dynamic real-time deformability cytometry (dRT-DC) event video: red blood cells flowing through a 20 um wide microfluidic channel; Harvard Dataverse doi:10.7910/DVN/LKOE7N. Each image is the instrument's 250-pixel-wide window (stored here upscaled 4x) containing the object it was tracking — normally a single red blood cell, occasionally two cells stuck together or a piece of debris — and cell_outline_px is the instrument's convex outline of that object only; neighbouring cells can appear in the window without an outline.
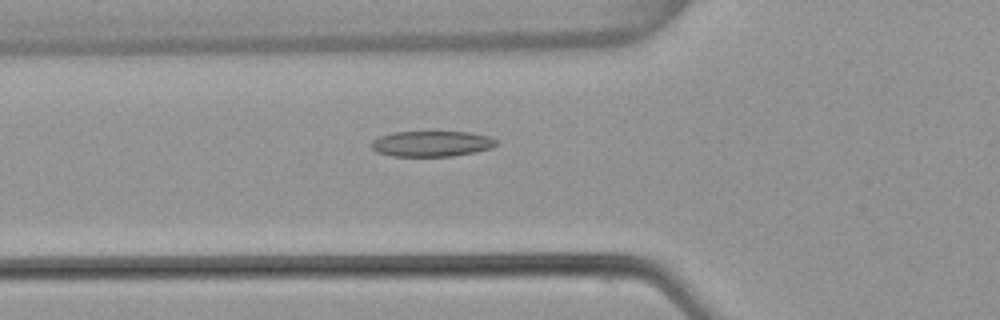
{"species": "common noctule bat (a hibernating species)", "species_latin": "Nyctalus noctula", "temperature_condition": "warm", "stored_images_in_passage": 53, "camera_frame_rate_fps": 3000, "um_per_image_px": 0.085, "animal": {"sex": "female", "body_mass_g": 22.7, "forearm_length_mm": 54.2}, "frame": {"image": 1, "passage_image": 19, "time_ms": 6.0, "image_size_px": [1000, 320], "cell_outline_px": [[500, 144], [492, 148], [476, 152], [452, 156], [392, 156], [376, 152], [372, 148], [372, 140], [380, 136], [392, 132], [472, 132], [488, 136], [496, 140]], "centroid_in_image_um": [36.72, 12.22], "position_along_channel_um": 89.1, "area_um2": 18.79}}
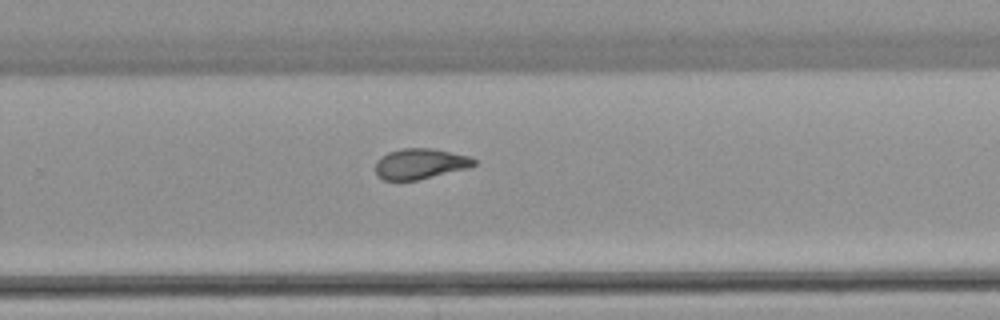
{"frame": {"image": 2, "passage_image": 35, "time_ms": 11.333, "image_size_px": [1000, 320], "cell_outline_px": [[476, 164], [468, 168], [416, 180], [384, 180], [376, 176], [376, 160], [380, 156], [388, 152], [400, 148], [432, 148], [468, 156], [476, 160]], "centroid_in_image_um": [35.67, 13.91], "position_along_channel_um": 294.1, "area_um2": 17.51}}
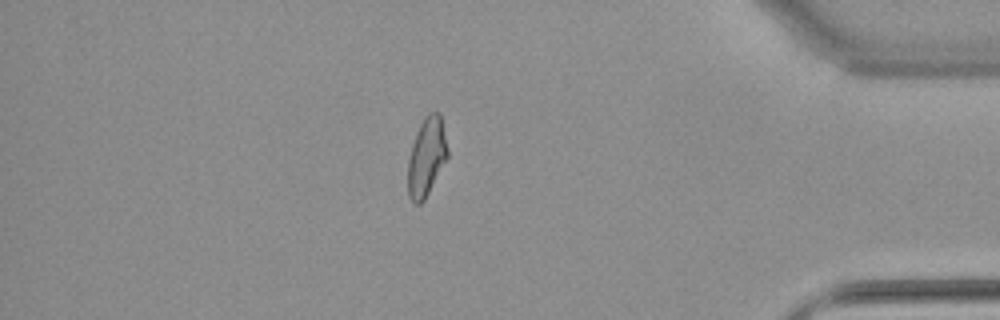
{"frame": {"image": 3, "passage_image": 46, "time_ms": 15.0, "image_size_px": [1000, 320], "cell_outline_px": [[448, 156], [424, 200], [420, 204], [412, 204], [408, 196], [408, 160], [412, 144], [420, 124], [428, 112], [440, 112], [448, 148]], "centroid_in_image_um": [36.25, 13.34], "position_along_channel_um": 399.0, "area_um2": 18.09}, "authors_computed_cell_mechanics": {"area_um2": 18.785, "velocity_mm_per_s": 3.8372, "shape_relaxation_time_tau1_ms": null, "shape_relaxation_time_tau2_ms": 2.307, "deformation_change_tau1": null, "deformation_change_tau2": 0.0893}}